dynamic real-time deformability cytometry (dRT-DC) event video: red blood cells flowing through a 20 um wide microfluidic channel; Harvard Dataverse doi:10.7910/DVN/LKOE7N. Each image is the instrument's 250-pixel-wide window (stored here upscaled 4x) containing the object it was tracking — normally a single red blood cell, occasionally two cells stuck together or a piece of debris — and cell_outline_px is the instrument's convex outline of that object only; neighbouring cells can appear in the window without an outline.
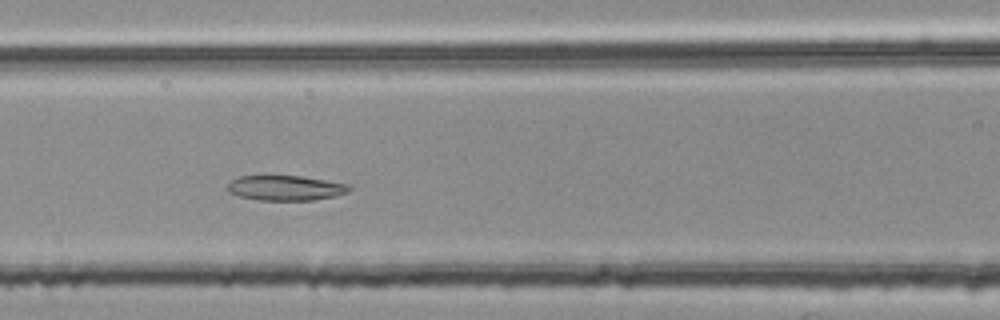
{"species": "common noctule bat (a hibernating species)", "species_latin": "Nyctalus noctula", "temperature_condition": "room temperature", "stored_images_in_passage": 46, "camera_frame_rate_fps": 3000, "um_per_image_px": 0.085, "animal": {"sex": "female", "body_mass_g": 25.1}, "frame": {"image": 1, "passage_image": 18, "time_ms": 5.667, "image_size_px": [1000, 320], "cell_outline_px": [[352, 188], [348, 192], [336, 196], [312, 200], [256, 200], [240, 196], [228, 192], [224, 188], [232, 180], [240, 176], [300, 176], [348, 184]], "centroid_in_image_um": [24.25, 15.98], "position_along_channel_um": 142.4, "area_um2": 17.74}}
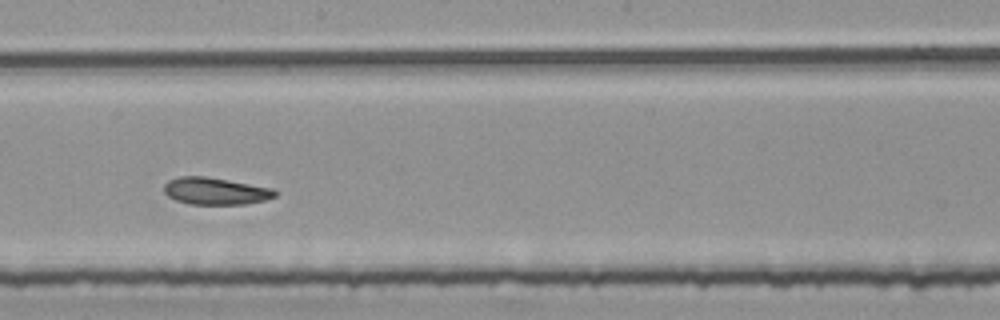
{"frame": {"image": 2, "passage_image": 25, "time_ms": 8.0, "image_size_px": [1000, 320], "cell_outline_px": [[276, 196], [264, 200], [244, 204], [188, 204], [176, 200], [168, 196], [164, 192], [164, 184], [168, 180], [180, 176], [204, 176], [272, 188], [276, 192]], "centroid_in_image_um": [18.27, 16.24], "position_along_channel_um": 229.9, "area_um2": 17.34}}
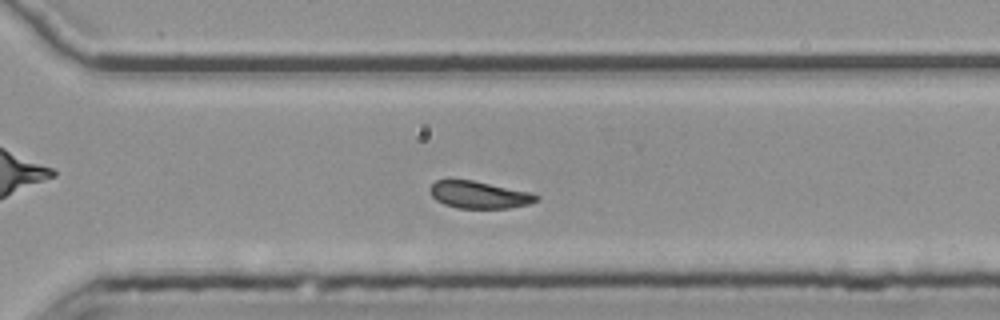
{"frame": {"image": 3, "passage_image": 33, "time_ms": 10.667, "image_size_px": [1000, 320], "cell_outline_px": [[540, 200], [528, 204], [508, 208], [456, 208], [444, 204], [436, 200], [432, 196], [428, 188], [436, 180], [472, 180], [532, 192], [540, 196]], "centroid_in_image_um": [40.75, 16.56], "position_along_channel_um": 329.9, "area_um2": 16.94}, "authors_computed_cell_mechanics": {"area_um2": 17.8602, "velocity_mm_per_s": 3.7614, "shape_relaxation_time_tau1_ms": null, "shape_relaxation_time_tau2_ms": 4.1837, "deformation_change_tau1": null, "deformation_change_tau2": 0.1036}}